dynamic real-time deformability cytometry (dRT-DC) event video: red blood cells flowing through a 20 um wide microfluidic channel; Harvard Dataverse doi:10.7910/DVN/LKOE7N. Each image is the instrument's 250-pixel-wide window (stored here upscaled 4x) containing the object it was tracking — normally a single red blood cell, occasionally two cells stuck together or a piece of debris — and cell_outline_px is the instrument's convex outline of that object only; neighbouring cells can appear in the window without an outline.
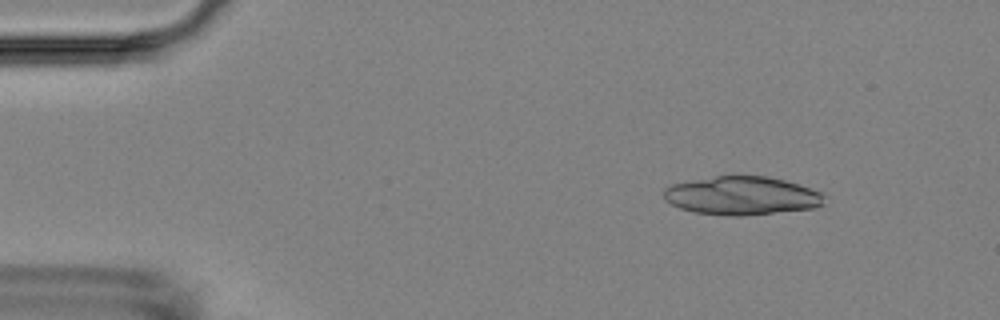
{"species": "Egyptian fruit bat (a non-hibernating species)", "species_latin": "Rousettus aegyptiacus", "temperature_condition": "room temperature", "stored_images_in_passage": 7, "camera_frame_rate_fps": 3000, "um_per_image_px": 0.085, "animal": {"sex": "female"}, "frame": {"image": 1, "passage_image": 1, "time_ms": 0.0, "image_size_px": [1000, 320], "cell_outline_px": [[824, 204], [816, 208], [744, 216], [728, 216], [696, 212], [680, 208], [672, 204], [664, 196], [664, 188], [672, 184], [736, 172], [768, 176], [784, 180], [824, 192]], "centroid_in_image_um": [63.11, 16.6], "position_along_channel_um": 21.9, "area_um2": 36.76}}